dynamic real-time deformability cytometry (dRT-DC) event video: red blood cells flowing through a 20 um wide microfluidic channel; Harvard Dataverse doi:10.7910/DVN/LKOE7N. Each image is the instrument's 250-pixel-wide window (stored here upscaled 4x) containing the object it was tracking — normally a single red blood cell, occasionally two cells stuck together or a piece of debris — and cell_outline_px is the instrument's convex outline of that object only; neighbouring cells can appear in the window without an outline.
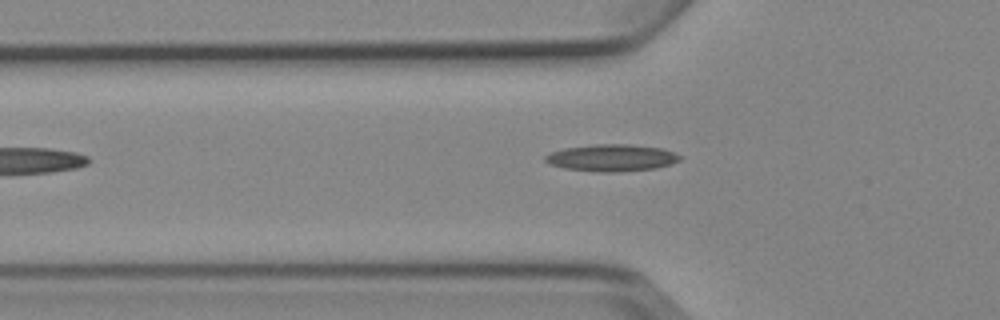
{"species": "Egyptian fruit bat (a non-hibernating species)", "species_latin": "Rousettus aegyptiacus", "temperature_condition": "cold", "stored_images_in_passage": 3, "camera_frame_rate_fps": 3000, "um_per_image_px": 0.085, "animal": {"sex": "female"}, "frame": {"image": 1, "passage_image": 2, "time_ms": 1.333, "image_size_px": [1000, 320], "cell_outline_px": [[684, 156], [680, 160], [656, 168], [616, 172], [600, 172], [564, 168], [548, 164], [544, 160], [544, 156], [552, 152], [564, 148], [596, 144], [628, 144], [660, 148]], "centroid_in_image_um": [51.97, 13.41], "position_along_channel_um": 73.8, "area_um2": 21.04}}
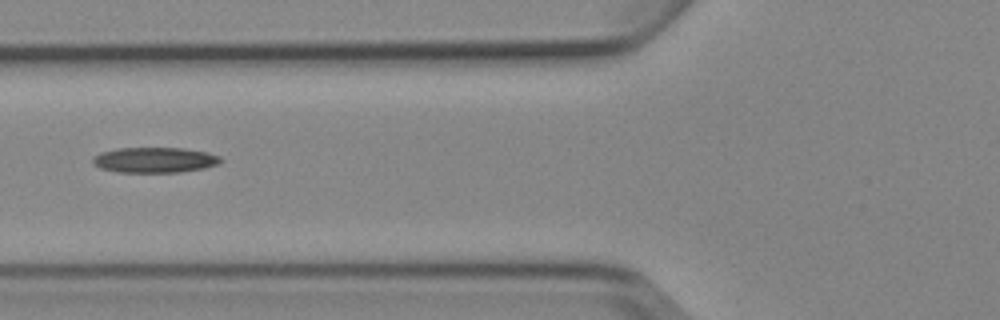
{"frame": {"image": 2, "passage_image": 3, "time_ms": 2.333, "image_size_px": [1000, 320], "cell_outline_px": [[224, 160], [220, 164], [204, 168], [180, 172], [116, 172], [100, 168], [92, 164], [92, 156], [100, 152], [116, 148], [184, 148], [208, 152], [220, 156]], "centroid_in_image_um": [13.14, 13.59], "position_along_channel_um": 112.7, "area_um2": 19.25}}